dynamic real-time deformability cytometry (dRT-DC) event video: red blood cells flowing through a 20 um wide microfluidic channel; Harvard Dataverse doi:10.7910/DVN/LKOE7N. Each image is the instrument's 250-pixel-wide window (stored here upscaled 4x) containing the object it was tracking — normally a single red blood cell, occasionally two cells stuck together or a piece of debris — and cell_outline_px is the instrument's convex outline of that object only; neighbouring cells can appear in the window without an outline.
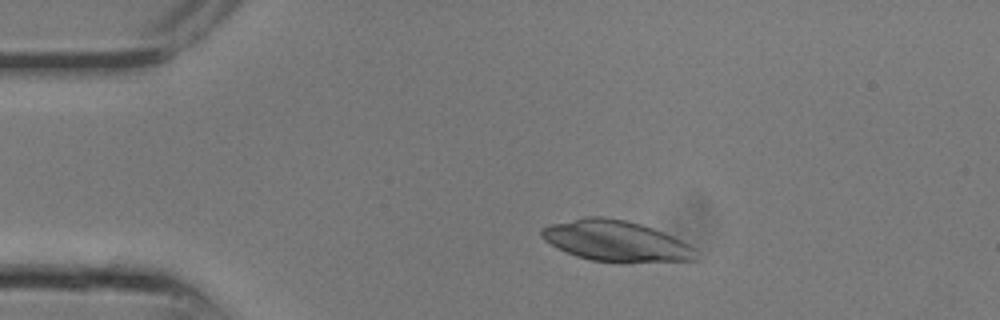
{"species": "common noctule bat (a hibernating species)", "species_latin": "Nyctalus noctula", "temperature_condition": "room temperature", "stored_images_in_passage": 7, "camera_frame_rate_fps": 3000, "um_per_image_px": 0.085, "animal": {"sex": "male", "body_mass_g": 13.3}, "frame": {"image": 1, "passage_image": 3, "time_ms": 0.667, "image_size_px": [1000, 320], "cell_outline_px": [[696, 260], [592, 260], [576, 256], [544, 240], [540, 236], [540, 228], [548, 224], [584, 216], [604, 216], [624, 220], [640, 224], [652, 228], [672, 236], [696, 248]], "centroid_in_image_um": [52.27, 20.42], "position_along_channel_um": 32.7, "area_um2": 35.66}}